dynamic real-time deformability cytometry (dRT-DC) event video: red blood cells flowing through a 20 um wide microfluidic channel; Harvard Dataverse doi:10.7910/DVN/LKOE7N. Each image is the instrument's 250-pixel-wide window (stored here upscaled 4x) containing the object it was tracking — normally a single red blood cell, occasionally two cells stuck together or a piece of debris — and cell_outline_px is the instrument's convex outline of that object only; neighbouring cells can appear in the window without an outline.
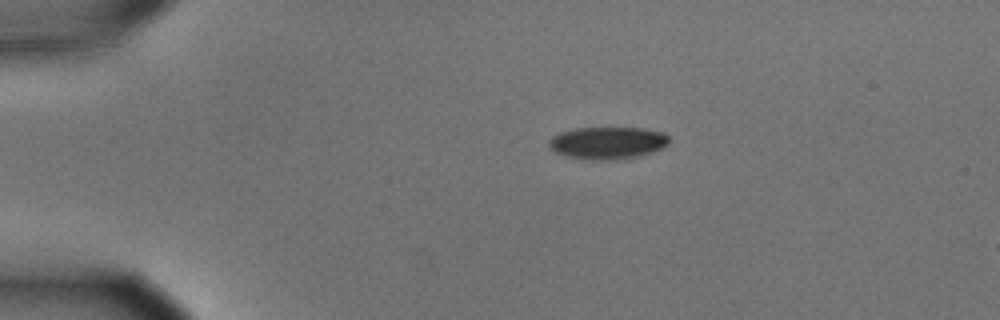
{"species": "common noctule bat (a hibernating species)", "species_latin": "Nyctalus noctula", "temperature_condition": "cold", "stored_images_in_passage": 38, "camera_frame_rate_fps": 3000, "um_per_image_px": 0.085, "animal": {"sex": "male", "body_mass_g": 15.6}, "frame": {"image": 1, "passage_image": 1, "time_ms": 0.0, "image_size_px": [1000, 320], "cell_outline_px": [[668, 144], [652, 152], [640, 156], [616, 160], [600, 160], [568, 156], [556, 152], [548, 144], [548, 140], [552, 136], [560, 132], [576, 128], [644, 128], [664, 132], [668, 136]], "centroid_in_image_um": [51.66, 12.13], "position_along_channel_um": 33.3, "area_um2": 22.48}}
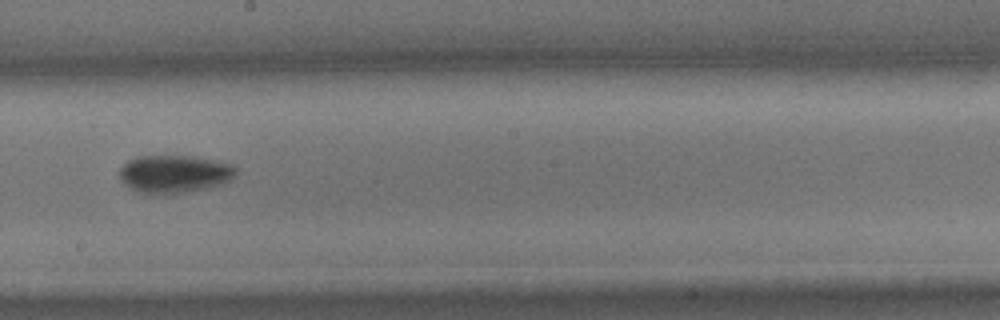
{"frame": {"image": 2, "passage_image": 22, "time_ms": 7.0, "image_size_px": [1000, 320], "cell_outline_px": [[236, 172], [228, 180], [220, 184], [208, 188], [180, 192], [140, 192], [124, 184], [120, 180], [120, 168], [128, 160], [136, 156], [192, 156], [232, 164], [236, 168]], "centroid_in_image_um": [14.8, 14.75], "position_along_channel_um": 233.4, "area_um2": 24.97}}
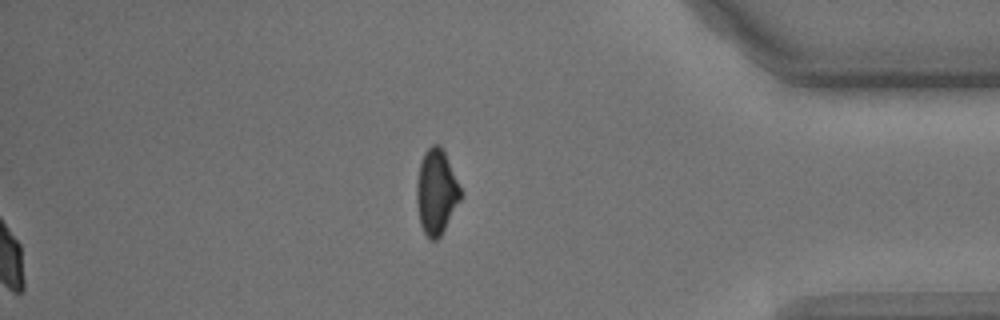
{"frame": {"image": 3, "passage_image": 38, "time_ms": 12.333, "image_size_px": [1000, 320], "cell_outline_px": [[464, 192], [460, 200], [440, 236], [436, 240], [432, 240], [424, 232], [420, 224], [416, 204], [416, 184], [420, 160], [424, 152], [432, 144], [440, 144]], "centroid_in_image_um": [37.08, 16.28], "position_along_channel_um": 398.1, "area_um2": 21.91}, "authors_computed_cell_mechanics": {"area_um2": 24.1893, "velocity_mm_per_s": 3.5872, "shape_relaxation_time_tau1_ms": 2.4979, "shape_relaxation_time_tau2_ms": null, "deformation_change_tau1": 0.123, "deformation_change_tau2": null}}